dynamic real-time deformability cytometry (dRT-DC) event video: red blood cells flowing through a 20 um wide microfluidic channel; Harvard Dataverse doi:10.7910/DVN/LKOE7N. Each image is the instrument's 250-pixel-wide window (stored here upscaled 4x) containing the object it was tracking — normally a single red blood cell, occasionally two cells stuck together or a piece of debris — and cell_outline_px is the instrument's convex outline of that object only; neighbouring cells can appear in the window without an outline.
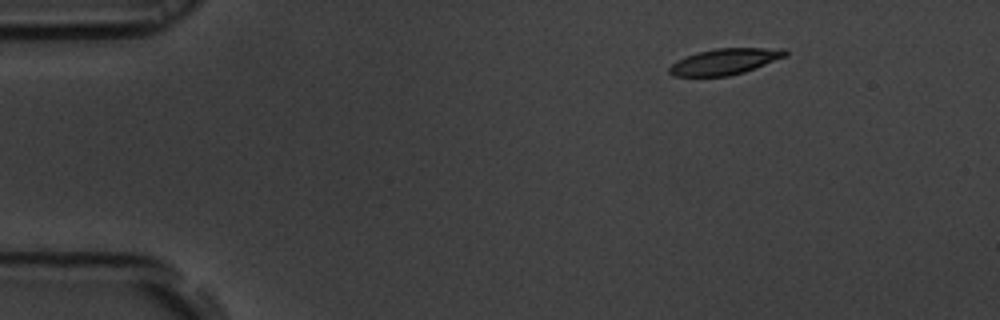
{"species": "common noctule bat (a hibernating species)", "species_latin": "Nyctalus noctula", "temperature_condition": "room temperature", "stored_images_in_passage": 49, "camera_frame_rate_fps": 3000, "um_per_image_px": 0.085, "animal": {"sex": "male", "body_mass_g": 19.5, "forearm_length_mm": 54.6}, "frame": {"image": 1, "passage_image": 1, "time_ms": 0.0, "image_size_px": [1000, 320], "cell_outline_px": [[788, 56], [744, 72], [728, 76], [672, 76], [668, 72], [668, 68], [676, 60], [700, 52], [716, 48], [784, 48], [788, 52]], "centroid_in_image_um": [61.64, 5.23], "position_along_channel_um": 23.4, "area_um2": 17.57}}
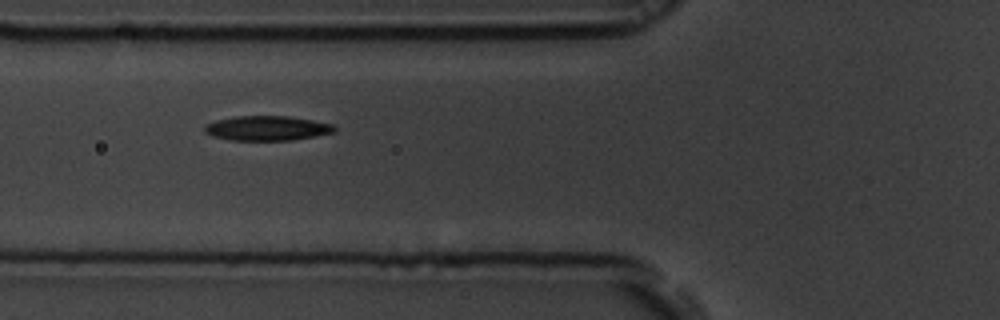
{"frame": {"image": 2, "passage_image": 14, "time_ms": 4.333, "image_size_px": [1000, 320], "cell_outline_px": [[336, 132], [316, 136], [292, 140], [232, 140], [212, 136], [204, 132], [204, 124], [216, 120], [236, 116], [288, 116], [312, 120], [332, 124], [336, 128]], "centroid_in_image_um": [22.69, 10.9], "position_along_channel_um": 103.1, "area_um2": 18.73}}
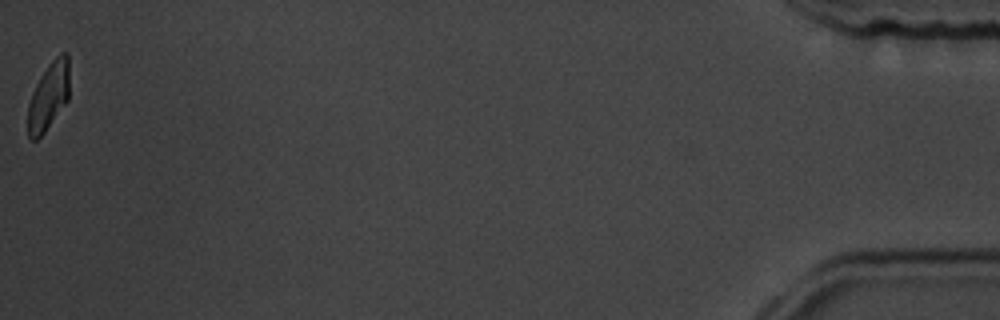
{"frame": {"image": 3, "passage_image": 49, "time_ms": 16.0, "image_size_px": [1000, 320], "cell_outline_px": [[68, 100], [44, 132], [36, 140], [32, 140], [28, 136], [28, 104], [32, 92], [40, 76], [48, 64], [60, 52], [68, 52]], "centroid_in_image_um": [4.12, 8.15], "position_along_channel_um": 431.1, "area_um2": 16.24}, "authors_computed_cell_mechanics": {"area_um2": 18.3804, "velocity_mm_per_s": 3.659, "shape_relaxation_time_tau1_ms": 4.3032, "shape_relaxation_time_tau2_ms": 3.8584, "deformation_change_tau1": 0.1527, "deformation_change_tau2": 0.0908}}